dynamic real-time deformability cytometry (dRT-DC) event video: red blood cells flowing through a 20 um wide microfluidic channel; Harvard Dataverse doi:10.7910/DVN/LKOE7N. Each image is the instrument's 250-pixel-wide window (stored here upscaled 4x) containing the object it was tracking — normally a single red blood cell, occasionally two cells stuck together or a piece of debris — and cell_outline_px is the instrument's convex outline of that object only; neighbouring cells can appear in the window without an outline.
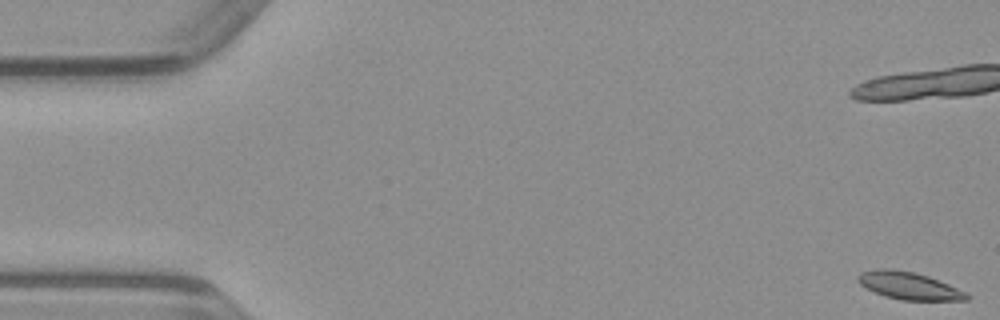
{"species": "common noctule bat (a hibernating species)", "species_latin": "Nyctalus noctula", "temperature_condition": "warm", "stored_images_in_passage": 40, "camera_frame_rate_fps": 3000, "um_per_image_px": 0.085, "animal": {"sex": "male", "body_mass_g": 23.1, "forearm_length_mm": 52.7}, "frame": {"image": 1, "passage_image": 1, "time_ms": 0.0, "image_size_px": [1000, 320], "cell_outline_px": [[972, 296], [968, 300], [900, 300], [884, 296], [860, 284], [856, 280], [856, 276], [860, 272], [880, 268], [892, 268], [912, 272], [928, 276], [948, 284]], "centroid_in_image_um": [77.23, 24.28], "position_along_channel_um": 7.8, "area_um2": 17.28}}